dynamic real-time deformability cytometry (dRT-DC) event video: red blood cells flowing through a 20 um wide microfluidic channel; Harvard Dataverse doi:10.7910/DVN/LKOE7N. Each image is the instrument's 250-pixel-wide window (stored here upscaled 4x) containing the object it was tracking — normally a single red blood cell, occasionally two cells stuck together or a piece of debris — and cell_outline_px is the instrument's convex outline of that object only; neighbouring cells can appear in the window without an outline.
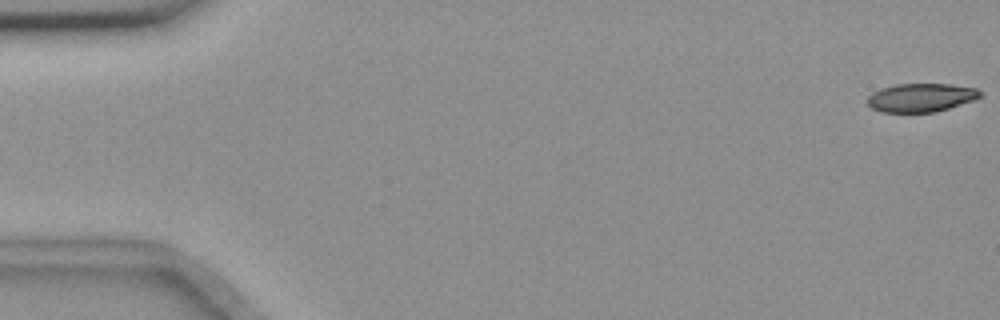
{"species": "common noctule bat (a hibernating species)", "species_latin": "Nyctalus noctula", "temperature_condition": "room temperature", "stored_images_in_passage": 56, "camera_frame_rate_fps": 3000, "um_per_image_px": 0.085, "animal": {"sex": "female", "body_mass_g": 18.4}, "frame": {"image": 1, "passage_image": 1, "time_ms": 0.0, "image_size_px": [1000, 320], "cell_outline_px": [[984, 96], [936, 112], [880, 112], [872, 108], [868, 104], [868, 96], [872, 92], [880, 88], [896, 84], [948, 84], [976, 88]], "centroid_in_image_um": [78.26, 8.29], "position_along_channel_um": 6.7, "area_um2": 18.67}}
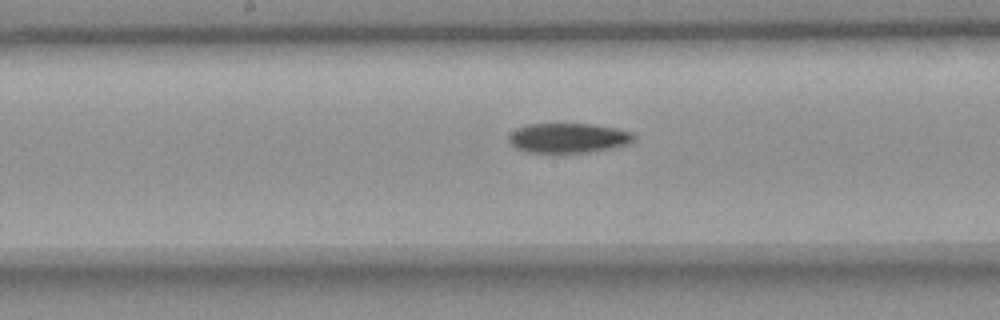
{"frame": {"image": 2, "passage_image": 29, "time_ms": 9.333, "image_size_px": [1000, 320], "cell_outline_px": [[636, 140], [628, 144], [612, 148], [588, 152], [528, 152], [516, 148], [508, 140], [508, 136], [516, 128], [528, 124], [592, 124], [616, 128], [632, 132], [636, 136]], "centroid_in_image_um": [48.33, 11.72], "position_along_channel_um": 199.9, "area_um2": 21.68}}
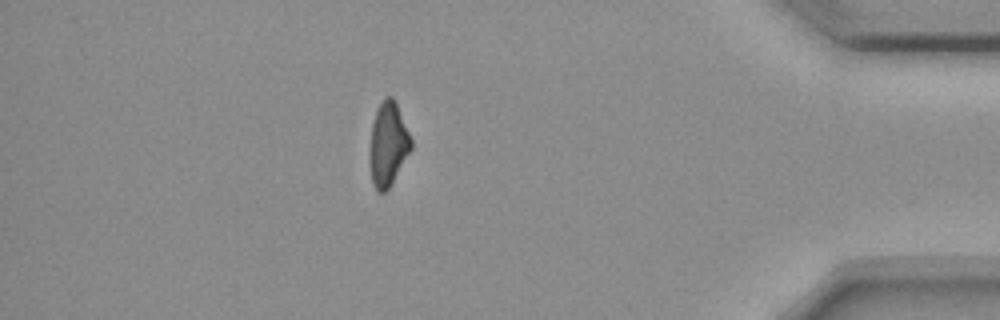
{"frame": {"image": 3, "passage_image": 49, "time_ms": 16.0, "image_size_px": [1000, 320], "cell_outline_px": [[412, 148], [388, 188], [384, 192], [376, 192], [372, 184], [368, 160], [368, 152], [372, 124], [376, 108], [384, 96], [392, 96], [396, 104], [412, 140]], "centroid_in_image_um": [32.93, 12.26], "position_along_channel_um": 402.3, "area_um2": 20.35}, "authors_computed_cell_mechanics": {"area_um2": 21.2993, "velocity_mm_per_s": 3.6745, "shape_relaxation_time_tau1_ms": 9.4331, "shape_relaxation_time_tau2_ms": null, "deformation_change_tau1": 0.2078, "deformation_change_tau2": null}}